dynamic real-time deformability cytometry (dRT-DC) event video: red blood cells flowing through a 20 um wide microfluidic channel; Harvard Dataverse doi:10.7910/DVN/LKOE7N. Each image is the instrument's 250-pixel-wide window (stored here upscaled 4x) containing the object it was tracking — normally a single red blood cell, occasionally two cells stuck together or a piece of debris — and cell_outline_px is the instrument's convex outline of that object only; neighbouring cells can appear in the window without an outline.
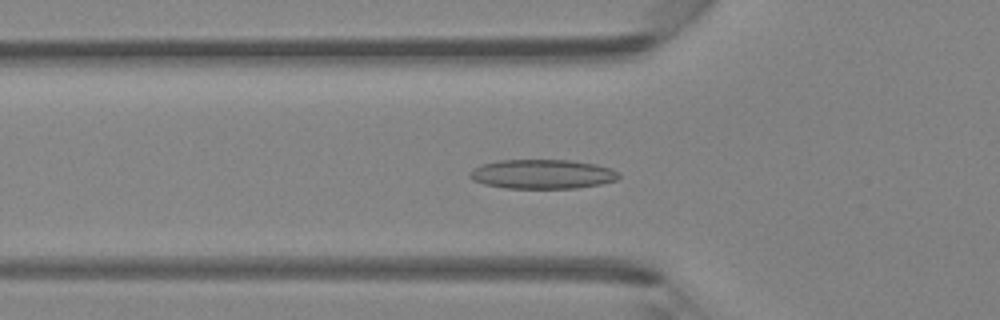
{"species": "Egyptian fruit bat (a non-hibernating species)", "species_latin": "Rousettus aegyptiacus", "temperature_condition": "room temperature", "stored_images_in_passage": 41, "camera_frame_rate_fps": 3000, "um_per_image_px": 0.085, "animal": {"sex": "female"}, "frame": {"image": 1, "passage_image": 11, "time_ms": 3.333, "image_size_px": [1000, 320], "cell_outline_px": [[620, 176], [616, 180], [600, 184], [576, 188], [504, 188], [484, 184], [472, 180], [468, 176], [468, 172], [472, 168], [484, 164], [500, 160], [568, 160], [596, 164], [612, 168], [620, 172]], "centroid_in_image_um": [46.09, 14.8], "position_along_channel_um": 79.7, "area_um2": 25.61}}
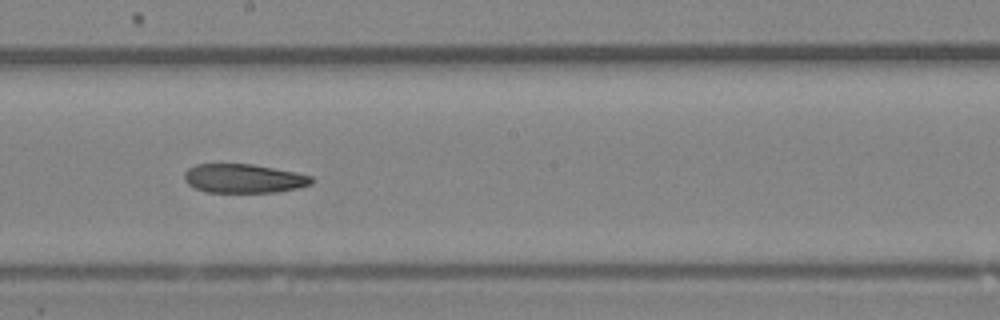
{"frame": {"image": 2, "passage_image": 21, "time_ms": 6.667, "image_size_px": [1000, 320], "cell_outline_px": [[312, 184], [296, 188], [276, 192], [204, 192], [188, 184], [184, 180], [184, 172], [188, 168], [196, 164], [252, 164], [296, 172], [312, 176]], "centroid_in_image_um": [20.69, 15.17], "position_along_channel_um": 227.5, "area_um2": 21.44}}
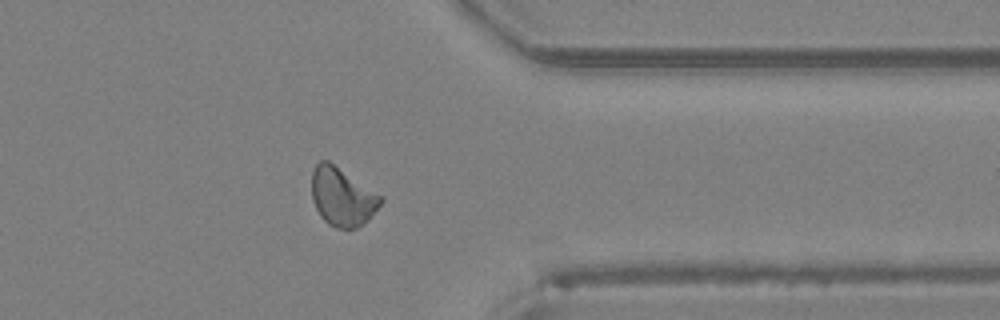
{"frame": {"image": 3, "passage_image": 32, "time_ms": 10.333, "image_size_px": [1000, 320], "cell_outline_px": [[384, 200], [356, 228], [336, 228], [328, 224], [320, 216], [312, 200], [312, 172], [316, 164], [320, 160], [328, 160], [380, 196]], "centroid_in_image_um": [29.01, 16.71], "position_along_channel_um": 382.4, "area_um2": 22.66}}